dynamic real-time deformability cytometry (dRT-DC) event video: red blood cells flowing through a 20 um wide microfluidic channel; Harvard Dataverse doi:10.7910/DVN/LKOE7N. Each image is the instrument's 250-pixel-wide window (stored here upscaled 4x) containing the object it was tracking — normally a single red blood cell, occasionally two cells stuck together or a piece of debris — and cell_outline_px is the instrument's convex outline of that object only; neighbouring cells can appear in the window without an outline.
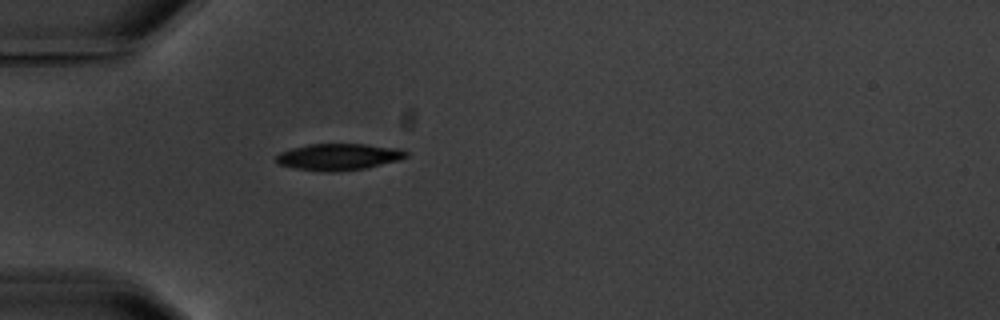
{"species": "common noctule bat (a hibernating species)", "species_latin": "Nyctalus noctula", "temperature_condition": "warm", "stored_images_in_passage": 1, "camera_frame_rate_fps": 3000, "um_per_image_px": 0.085, "animal": {"sex": "male", "body_mass_g": 20.1, "forearm_length_mm": 53.5}, "frame": {"image": 1, "passage_image": 1, "time_ms": 0.0, "image_size_px": [1000, 320], "cell_outline_px": [[408, 156], [396, 160], [368, 168], [336, 172], [328, 172], [296, 168], [280, 164], [276, 160], [276, 156], [280, 152], [292, 148], [308, 144], [364, 144], [400, 148], [408, 152]], "centroid_in_image_um": [28.8, 13.33], "position_along_channel_um": 56.2, "area_um2": 20.06}}